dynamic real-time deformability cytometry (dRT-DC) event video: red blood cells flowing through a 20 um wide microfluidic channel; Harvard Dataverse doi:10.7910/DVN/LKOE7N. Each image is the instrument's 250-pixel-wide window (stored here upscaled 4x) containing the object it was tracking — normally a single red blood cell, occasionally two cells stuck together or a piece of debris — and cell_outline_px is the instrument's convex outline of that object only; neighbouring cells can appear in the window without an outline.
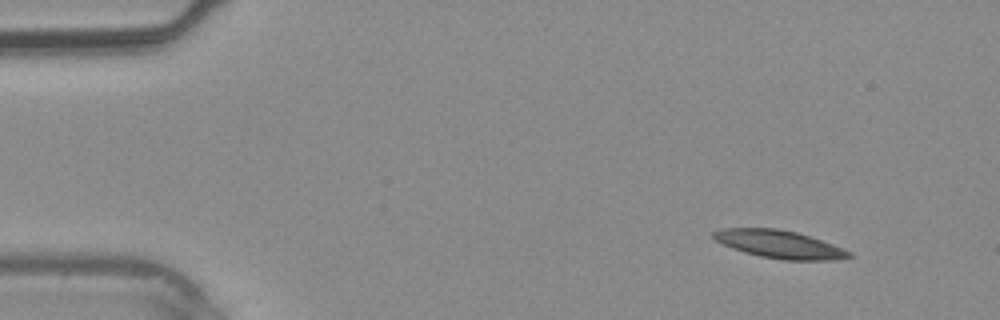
{"species": "common noctule bat (a hibernating species)", "species_latin": "Nyctalus noctula", "temperature_condition": "warm", "stored_images_in_passage": 36, "camera_frame_rate_fps": 3000, "um_per_image_px": 0.085, "animal": {"sex": "male", "body_mass_g": 20.4}, "frame": {"image": 1, "passage_image": 1, "time_ms": 0.0, "image_size_px": [1000, 320], "cell_outline_px": [[852, 256], [836, 260], [784, 260], [760, 256], [744, 252], [732, 248], [716, 240], [712, 236], [712, 232], [720, 228], [776, 228], [796, 232], [844, 248], [852, 252]], "centroid_in_image_um": [66.25, 20.76], "position_along_channel_um": 18.8, "area_um2": 21.91}}
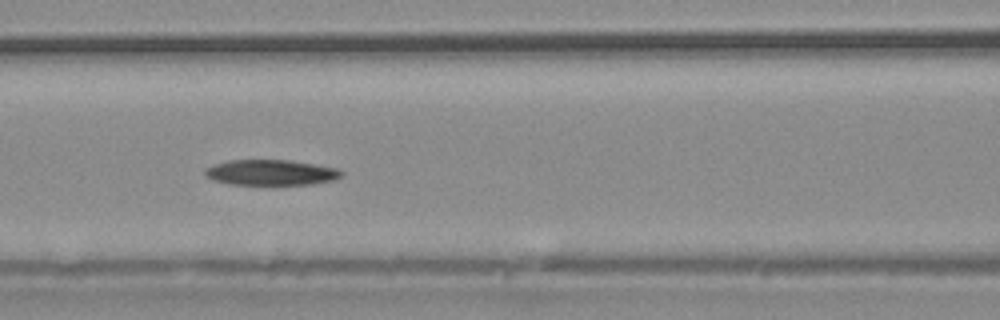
{"frame": {"image": 2, "passage_image": 14, "time_ms": 4.333, "image_size_px": [1000, 320], "cell_outline_px": [[344, 176], [332, 180], [312, 184], [228, 184], [212, 180], [204, 176], [204, 168], [212, 164], [228, 160], [292, 160], [316, 164], [336, 168], [344, 172]], "centroid_in_image_um": [22.99, 14.65], "position_along_channel_um": 143.6, "area_um2": 20.52}}
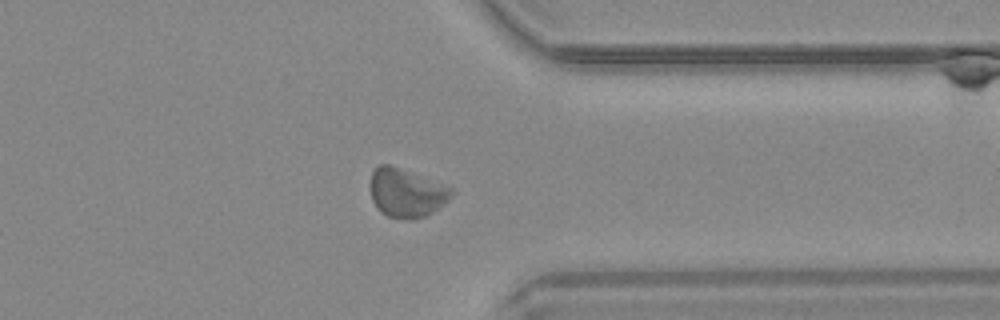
{"frame": {"image": 3, "passage_image": 28, "time_ms": 9.0, "image_size_px": [1000, 320], "cell_outline_px": [[456, 192], [444, 204], [432, 212], [424, 216], [412, 220], [408, 220], [388, 216], [380, 212], [372, 200], [372, 168], [380, 164], [388, 164], [452, 188]], "centroid_in_image_um": [34.54, 16.41], "position_along_channel_um": 376.9, "area_um2": 22.66}}